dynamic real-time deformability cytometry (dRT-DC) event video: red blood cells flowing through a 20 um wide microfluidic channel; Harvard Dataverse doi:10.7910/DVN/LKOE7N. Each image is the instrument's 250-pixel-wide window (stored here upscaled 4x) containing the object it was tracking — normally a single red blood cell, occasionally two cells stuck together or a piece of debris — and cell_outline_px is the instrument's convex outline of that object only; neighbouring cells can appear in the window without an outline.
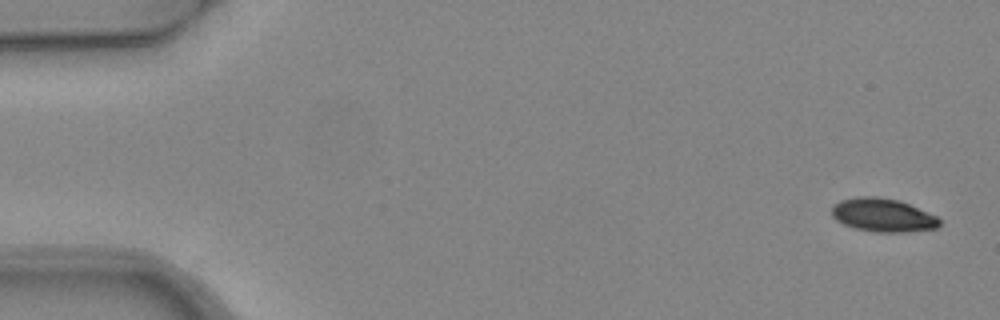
{"species": "common noctule bat (a hibernating species)", "species_latin": "Nyctalus noctula", "temperature_condition": "warm", "stored_images_in_passage": 5, "segment_of_instrument_passage": [2, 2], "camera_frame_rate_fps": 3000, "um_per_image_px": 0.085, "animal": {"sex": "female", "body_mass_g": 24.6, "forearm_length_mm": 56.2}, "frame": {"image": 1, "passage_image": 5, "time_ms": 1.333, "image_size_px": [1000, 320], "cell_outline_px": [[940, 224], [936, 228], [904, 232], [876, 232], [856, 228], [844, 224], [836, 220], [832, 216], [832, 204], [840, 200], [856, 196], [876, 196], [900, 200], [936, 216], [940, 220]], "centroid_in_image_um": [75.01, 18.27], "position_along_channel_um": 10.0, "area_um2": 20.98}}